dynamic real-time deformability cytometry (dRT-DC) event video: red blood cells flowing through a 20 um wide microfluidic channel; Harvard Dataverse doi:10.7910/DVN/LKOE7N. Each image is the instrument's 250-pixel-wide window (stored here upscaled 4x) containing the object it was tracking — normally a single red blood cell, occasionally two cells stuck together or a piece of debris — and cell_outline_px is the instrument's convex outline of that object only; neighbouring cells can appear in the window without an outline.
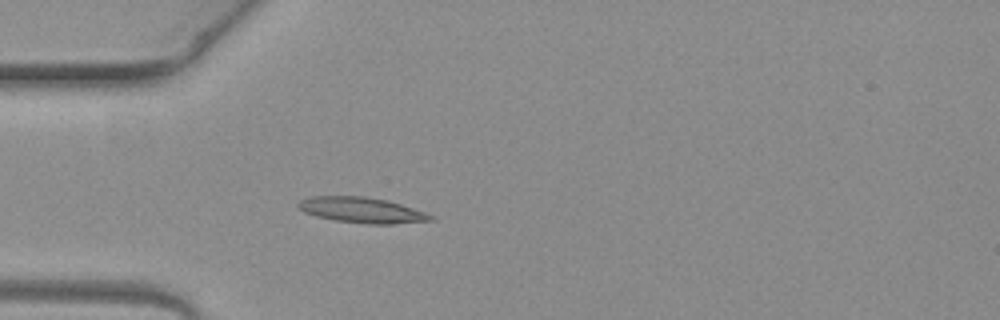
{"species": "common noctule bat (a hibernating species)", "species_latin": "Nyctalus noctula", "temperature_condition": "warm", "stored_images_in_passage": 3, "camera_frame_rate_fps": 3000, "um_per_image_px": 0.085, "animal": {"sex": "female", "body_mass_g": 19.3, "forearm_length_mm": 54.1}, "frame": {"image": 1, "passage_image": 3, "time_ms": 0.667, "image_size_px": [1000, 320], "cell_outline_px": [[436, 220], [392, 224], [368, 224], [336, 220], [316, 216], [304, 212], [296, 208], [296, 204], [300, 200], [312, 196], [364, 196], [388, 200], [436, 216]], "centroid_in_image_um": [30.75, 17.86], "position_along_channel_um": 54.3, "area_um2": 19.83}}